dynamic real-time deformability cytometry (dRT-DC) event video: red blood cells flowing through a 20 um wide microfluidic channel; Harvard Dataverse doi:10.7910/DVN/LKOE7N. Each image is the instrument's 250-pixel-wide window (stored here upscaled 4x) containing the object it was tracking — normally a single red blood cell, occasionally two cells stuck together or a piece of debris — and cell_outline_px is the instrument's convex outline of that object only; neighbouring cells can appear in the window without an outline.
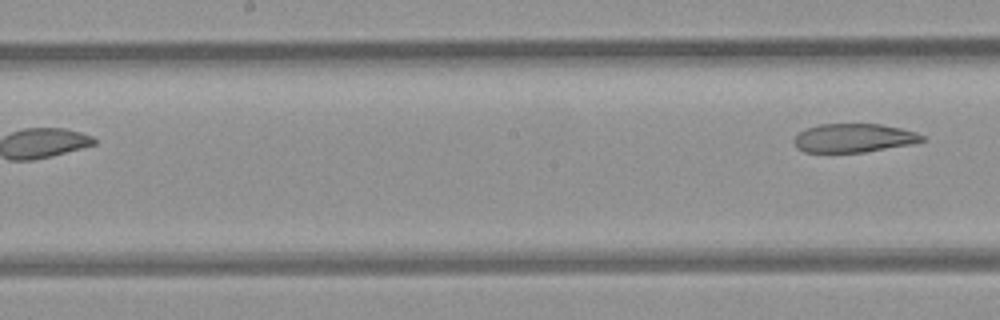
{"species": "common noctule bat (a hibernating species)", "species_latin": "Nyctalus noctula", "temperature_condition": "room temperature", "stored_images_in_passage": 7, "segment_of_instrument_passage": [2, 2], "camera_frame_rate_fps": 3000, "um_per_image_px": 0.085, "animal": {"sex": "female", "body_mass_g": 21.9}, "frame": {"image": 1, "passage_image": 7, "time_ms": 7.0, "image_size_px": [1000, 320], "cell_outline_px": [[924, 140], [912, 144], [864, 152], [804, 152], [796, 148], [792, 140], [804, 128], [820, 124], [880, 124], [900, 128], [916, 132], [924, 136]], "centroid_in_image_um": [72.53, 11.73], "position_along_channel_um": 175.7, "area_um2": 21.44}}